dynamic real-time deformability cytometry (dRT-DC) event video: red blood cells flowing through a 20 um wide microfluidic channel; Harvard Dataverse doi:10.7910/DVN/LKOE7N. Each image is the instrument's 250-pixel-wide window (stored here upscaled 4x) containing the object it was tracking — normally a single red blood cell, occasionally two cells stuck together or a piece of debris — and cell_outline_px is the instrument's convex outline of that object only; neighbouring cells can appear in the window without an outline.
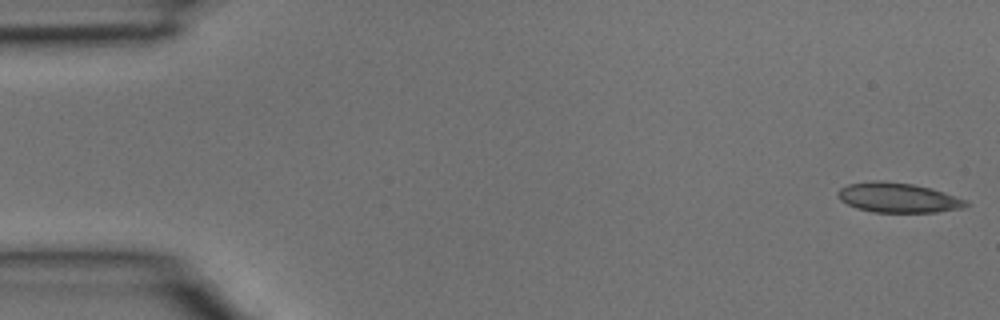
{"species": "common noctule bat (a hibernating species)", "species_latin": "Nyctalus noctula", "temperature_condition": "room temperature", "stored_images_in_passage": 35, "camera_frame_rate_fps": 3000, "um_per_image_px": 0.085, "animal": {"sex": "male", "body_mass_g": 15.6}, "frame": {"image": 1, "passage_image": 1, "time_ms": 0.0, "image_size_px": [1000, 320], "cell_outline_px": [[972, 204], [964, 208], [936, 212], [872, 212], [856, 208], [840, 200], [836, 196], [836, 192], [840, 188], [848, 184], [872, 180], [884, 180], [912, 184], [932, 188], [968, 200]], "centroid_in_image_um": [76.35, 16.8], "position_along_channel_um": 8.7, "area_um2": 22.6}}
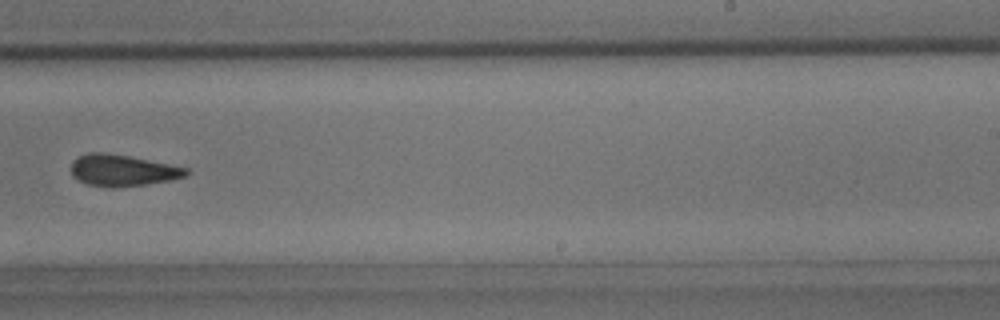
{"frame": {"image": 2, "passage_image": 24, "time_ms": 7.667, "image_size_px": [1000, 320], "cell_outline_px": [[192, 172], [184, 176], [172, 180], [148, 184], [112, 188], [88, 184], [72, 176], [72, 160], [88, 152], [104, 152], [128, 156], [188, 168]], "centroid_in_image_um": [10.43, 14.48], "position_along_channel_um": 278.6, "area_um2": 21.04}}
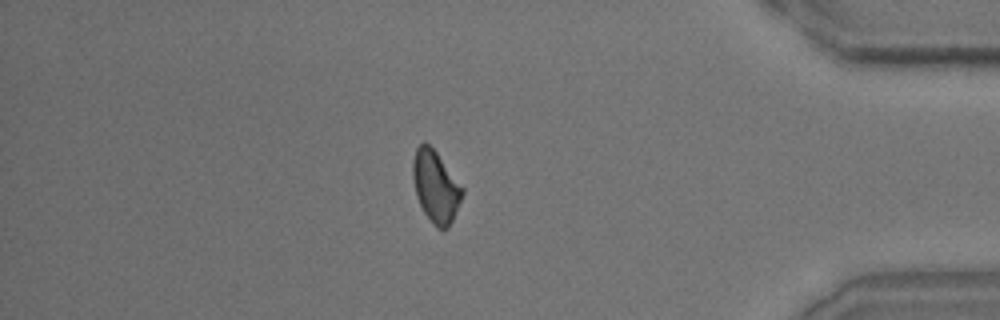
{"frame": {"image": 3, "passage_image": 33, "time_ms": 10.667, "image_size_px": [1000, 320], "cell_outline_px": [[464, 192], [452, 220], [448, 228], [436, 228], [424, 212], [416, 196], [412, 176], [412, 160], [416, 148], [424, 140], [436, 152], [464, 188]], "centroid_in_image_um": [37.01, 15.84], "position_along_channel_um": 398.2, "area_um2": 20.52}}